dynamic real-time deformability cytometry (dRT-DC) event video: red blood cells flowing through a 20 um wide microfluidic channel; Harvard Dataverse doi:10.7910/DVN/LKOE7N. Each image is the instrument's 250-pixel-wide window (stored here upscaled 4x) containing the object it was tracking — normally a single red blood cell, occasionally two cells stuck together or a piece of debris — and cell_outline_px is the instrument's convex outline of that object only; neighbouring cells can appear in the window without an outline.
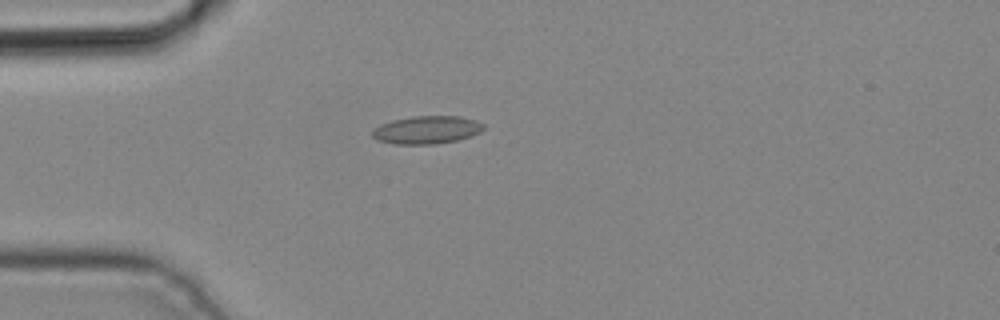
{"species": "common noctule bat (a hibernating species)", "species_latin": "Nyctalus noctula", "temperature_condition": "cold", "stored_images_in_passage": 2, "camera_frame_rate_fps": 3000, "um_per_image_px": 0.085, "animal": {"sex": "male", "body_mass_g": 19.2, "forearm_length_mm": 51.8}, "frame": {"image": 1, "passage_image": 2, "time_ms": 0.333, "image_size_px": [1000, 320], "cell_outline_px": [[484, 128], [480, 132], [472, 136], [456, 140], [436, 144], [396, 144], [376, 140], [372, 136], [372, 132], [380, 124], [392, 120], [412, 116], [460, 116], [476, 120], [484, 124]], "centroid_in_image_um": [36.29, 11.03], "position_along_channel_um": 48.7, "area_um2": 18.15}}